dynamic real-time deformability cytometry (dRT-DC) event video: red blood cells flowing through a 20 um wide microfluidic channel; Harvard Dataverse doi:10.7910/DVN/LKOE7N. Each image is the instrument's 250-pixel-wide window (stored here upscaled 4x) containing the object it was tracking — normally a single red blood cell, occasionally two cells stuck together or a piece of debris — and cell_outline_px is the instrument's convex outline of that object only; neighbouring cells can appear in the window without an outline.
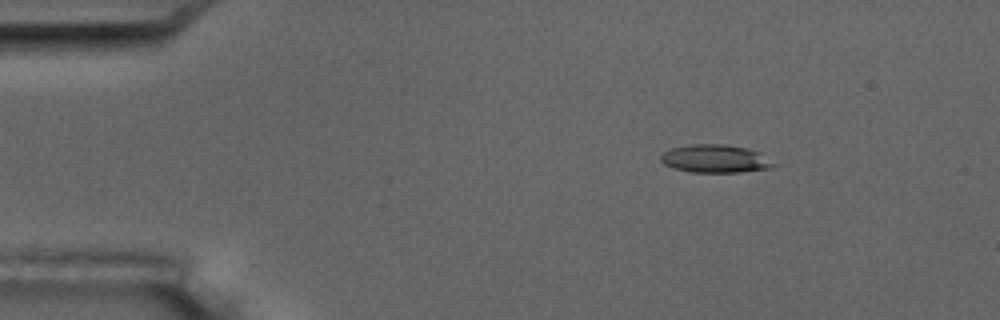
{"species": "common noctule bat (a hibernating species)", "species_latin": "Nyctalus noctula", "temperature_condition": "room temperature", "stored_images_in_passage": 3, "camera_frame_rate_fps": 3000, "um_per_image_px": 0.085, "animal": {"sex": "male", "body_mass_g": 17.5, "forearm_length_mm": 52.3}, "frame": {"image": 1, "passage_image": 1, "time_ms": 0.0, "image_size_px": [1000, 320], "cell_outline_px": [[780, 164], [772, 168], [740, 172], [692, 172], [676, 168], [664, 164], [660, 160], [660, 156], [664, 152], [672, 148], [692, 144], [724, 144], [748, 148]], "centroid_in_image_um": [60.84, 13.49], "position_along_channel_um": 24.2, "area_um2": 18.38}}